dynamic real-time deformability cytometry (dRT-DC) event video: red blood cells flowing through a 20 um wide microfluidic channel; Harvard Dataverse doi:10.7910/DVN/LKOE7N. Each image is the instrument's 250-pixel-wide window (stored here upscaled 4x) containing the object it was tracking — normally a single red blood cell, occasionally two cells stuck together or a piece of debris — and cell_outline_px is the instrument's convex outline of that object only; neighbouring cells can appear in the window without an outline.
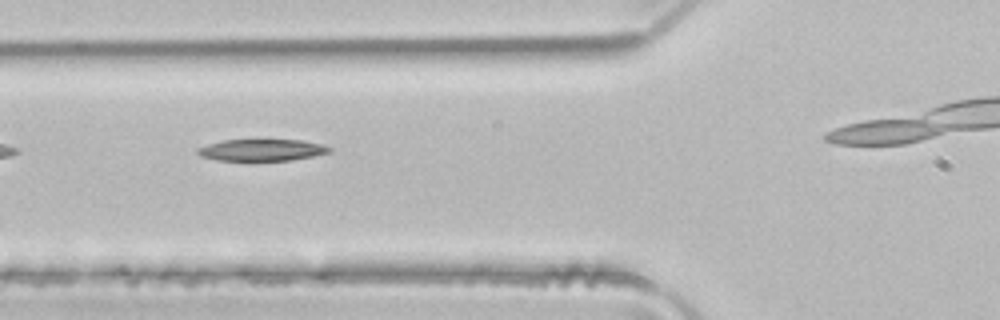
{"species": "common noctule bat (a hibernating species)", "species_latin": "Nyctalus noctula", "temperature_condition": "room temperature", "stored_images_in_passage": 6, "camera_frame_rate_fps": 3000, "um_per_image_px": 0.085, "animal": {"sex": "male", "body_mass_g": 21.5, "forearm_length_mm": 52.0}, "frame": {"image": 1, "passage_image": 4, "time_ms": 1.0, "image_size_px": [1000, 320], "cell_outline_px": [[332, 152], [292, 160], [256, 164], [216, 160], [200, 156], [196, 152], [196, 148], [220, 140], [304, 140], [324, 144], [332, 148]], "centroid_in_image_um": [22.23, 12.8], "position_along_channel_um": 103.6, "area_um2": 17.86}}
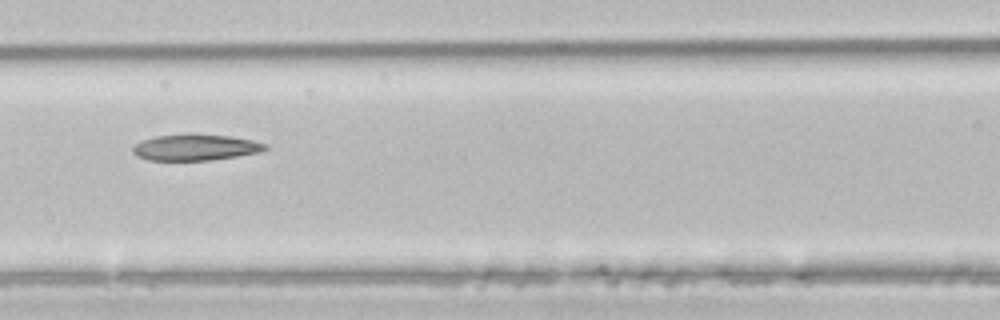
{"frame": {"image": 2, "passage_image": 6, "time_ms": 1.667, "image_size_px": [1000, 320], "cell_outline_px": [[268, 148], [260, 152], [236, 156], [208, 160], [148, 160], [136, 156], [132, 152], [132, 148], [136, 144], [144, 140], [156, 136], [188, 132], [192, 132], [228, 136], [252, 140], [268, 144]], "centroid_in_image_um": [16.6, 12.5], "position_along_channel_um": 150.0, "area_um2": 20.46}}